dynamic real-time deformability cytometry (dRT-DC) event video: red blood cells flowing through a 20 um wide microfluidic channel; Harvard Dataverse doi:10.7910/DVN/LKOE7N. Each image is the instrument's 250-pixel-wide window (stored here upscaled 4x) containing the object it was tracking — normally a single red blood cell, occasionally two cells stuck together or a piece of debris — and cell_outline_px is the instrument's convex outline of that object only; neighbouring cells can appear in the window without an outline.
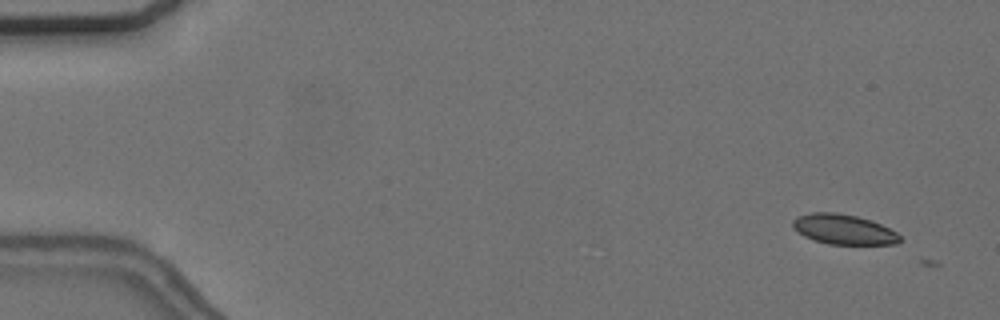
{"species": "common noctule bat (a hibernating species)", "species_latin": "Nyctalus noctula", "temperature_condition": "cold", "stored_images_in_passage": 3, "camera_frame_rate_fps": 3000, "um_per_image_px": 0.085, "animal": {"sex": "female", "body_mass_g": 24.6, "forearm_length_mm": 56.2}, "frame": {"image": 1, "passage_image": 2, "time_ms": 0.333, "image_size_px": [1000, 320], "cell_outline_px": [[904, 240], [896, 244], [828, 244], [804, 236], [792, 224], [792, 220], [796, 216], [812, 212], [836, 212], [856, 216], [872, 220], [896, 232]], "centroid_in_image_um": [71.74, 19.49], "position_along_channel_um": 13.3, "area_um2": 18.67}}